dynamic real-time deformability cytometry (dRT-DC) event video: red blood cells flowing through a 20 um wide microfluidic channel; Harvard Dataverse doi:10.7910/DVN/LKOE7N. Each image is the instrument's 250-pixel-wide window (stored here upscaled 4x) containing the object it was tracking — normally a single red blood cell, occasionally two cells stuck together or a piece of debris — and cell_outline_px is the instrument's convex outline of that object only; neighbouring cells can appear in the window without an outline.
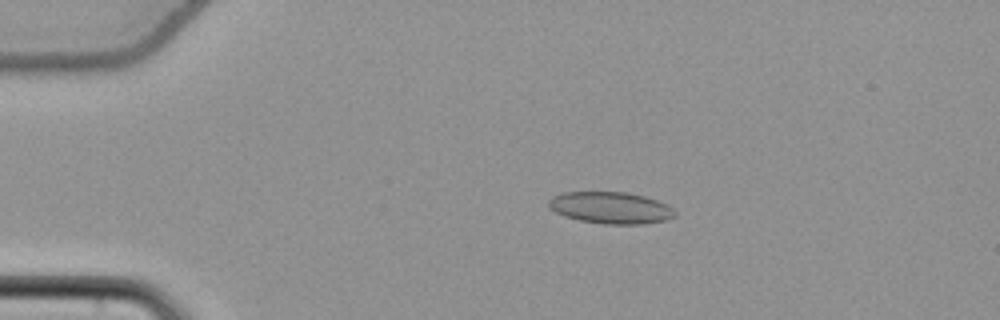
{"species": "common noctule bat (a hibernating species)", "species_latin": "Nyctalus noctula", "temperature_condition": "cold", "stored_images_in_passage": 51, "camera_frame_rate_fps": 3000, "um_per_image_px": 0.085, "animal": {"sex": "female", "body_mass_g": 22.7, "forearm_length_mm": 54.2}, "frame": {"image": 1, "passage_image": 8, "time_ms": 2.333, "image_size_px": [1000, 320], "cell_outline_px": [[676, 216], [668, 220], [644, 224], [604, 224], [580, 220], [564, 216], [548, 208], [548, 200], [552, 196], [564, 192], [628, 192], [644, 196], [656, 200], [672, 208], [676, 212]], "centroid_in_image_um": [51.9, 17.66], "position_along_channel_um": 33.1, "area_um2": 23.47}}
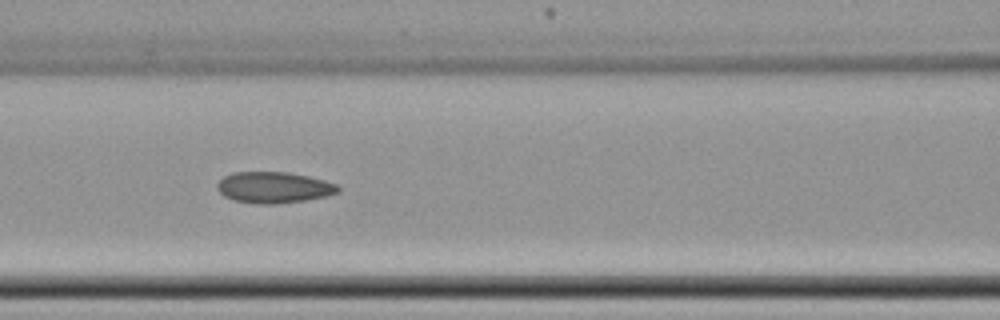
{"frame": {"image": 2, "passage_image": 21, "time_ms": 6.667, "image_size_px": [1000, 320], "cell_outline_px": [[340, 188], [336, 192], [328, 196], [304, 200], [276, 204], [256, 204], [232, 200], [224, 196], [216, 188], [216, 184], [224, 176], [232, 172], [288, 172], [308, 176], [324, 180], [336, 184]], "centroid_in_image_um": [23.23, 15.93], "position_along_channel_um": 143.4, "area_um2": 22.02}}
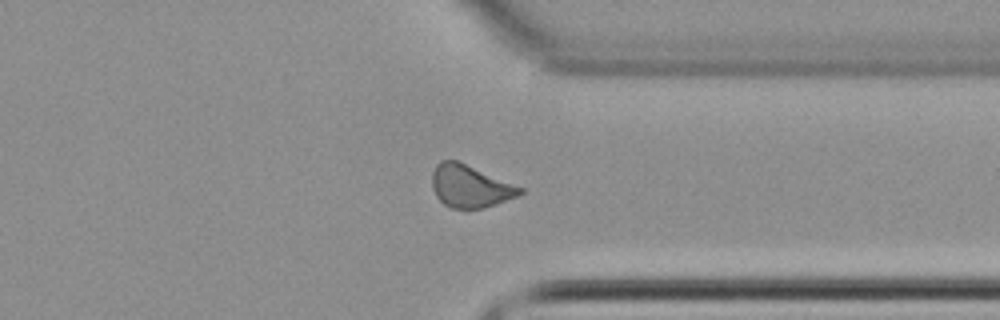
{"frame": {"image": 3, "passage_image": 39, "time_ms": 12.667, "image_size_px": [1000, 320], "cell_outline_px": [[524, 192], [520, 196], [484, 208], [448, 208], [436, 196], [432, 188], [432, 172], [436, 164], [440, 160], [456, 160], [524, 188]], "centroid_in_image_um": [39.96, 15.84], "position_along_channel_um": 371.4, "area_um2": 21.79}, "authors_computed_cell_mechanics": {"area_um2": 21.8484, "velocity_mm_per_s": 3.8148, "shape_relaxation_time_tau1_ms": null, "shape_relaxation_time_tau2_ms": 2.7925, "deformation_change_tau1": null, "deformation_change_tau2": 0.0749}}